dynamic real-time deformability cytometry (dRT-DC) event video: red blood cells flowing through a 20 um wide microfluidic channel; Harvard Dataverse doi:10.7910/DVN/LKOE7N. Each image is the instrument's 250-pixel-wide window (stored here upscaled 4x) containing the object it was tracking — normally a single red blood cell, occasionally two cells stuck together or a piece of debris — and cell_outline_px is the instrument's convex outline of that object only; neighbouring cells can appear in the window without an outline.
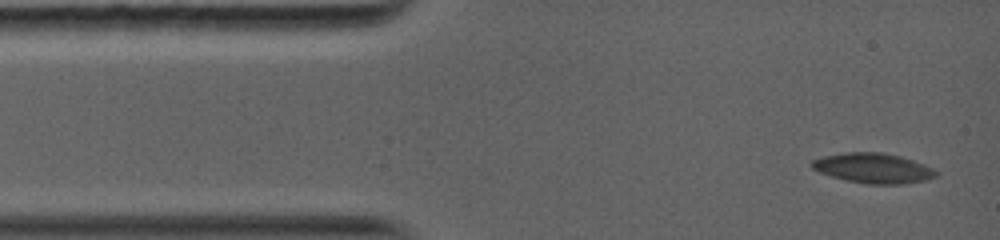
{"species": "common noctule bat (a hibernating species)", "species_latin": "Nyctalus noctula", "temperature_condition": "warm", "stored_images_in_passage": 25, "camera_frame_rate_fps": 5000, "um_per_image_px": 0.085, "animal": {"sex": "female", "body_mass_g": 19.0, "forearm_length_mm": 56.7}, "frame": {"image": 1, "passage_image": 1, "time_ms": 0.0, "image_size_px": [1000, 240], "cell_outline_px": [[936, 176], [924, 180], [900, 184], [868, 184], [848, 180], [832, 176], [820, 172], [812, 168], [808, 164], [812, 160], [824, 156], [844, 152], [880, 152], [900, 156], [912, 160], [932, 168], [936, 172]], "centroid_in_image_um": [74.17, 14.28], "position_along_channel_um": 10.8, "area_um2": 21.39}}
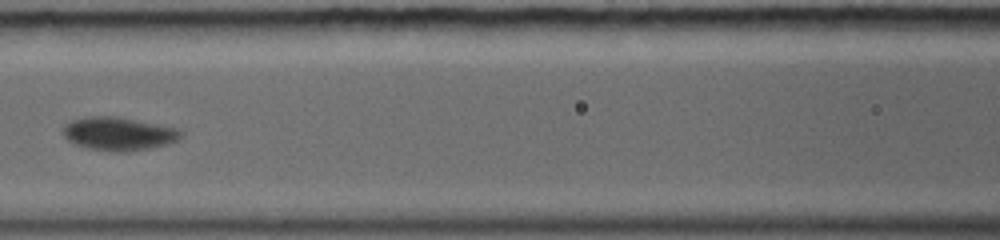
{"frame": {"image": 2, "passage_image": 12, "time_ms": 5.2, "image_size_px": [1000, 240], "cell_outline_px": [[184, 136], [168, 144], [148, 148], [116, 152], [112, 152], [88, 148], [76, 144], [68, 140], [64, 136], [64, 124], [72, 120], [84, 116], [116, 116], [176, 128], [184, 132]], "centroid_in_image_um": [10.07, 11.36], "position_along_channel_um": 156.5, "area_um2": 22.72}}
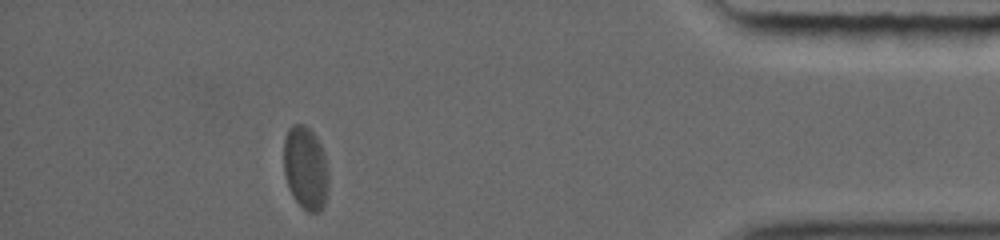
{"frame": {"image": 3, "passage_image": 21, "time_ms": 12.8, "image_size_px": [1000, 240], "cell_outline_px": [[328, 188], [324, 204], [320, 212], [308, 212], [292, 196], [284, 172], [284, 136], [288, 128], [292, 124], [304, 124], [316, 136], [324, 152], [328, 172]], "centroid_in_image_um": [25.97, 14.26], "position_along_channel_um": 409.2, "area_um2": 21.79}, "authors_computed_cell_mechanics": {"area_um2": 21.4438, "velocity_mm_per_s": 3.9953, "shape_relaxation_time_tau1_ms": 2.7342, "shape_relaxation_time_tau2_ms": null, "deformation_change_tau1": 0.108, "deformation_change_tau2": null}}